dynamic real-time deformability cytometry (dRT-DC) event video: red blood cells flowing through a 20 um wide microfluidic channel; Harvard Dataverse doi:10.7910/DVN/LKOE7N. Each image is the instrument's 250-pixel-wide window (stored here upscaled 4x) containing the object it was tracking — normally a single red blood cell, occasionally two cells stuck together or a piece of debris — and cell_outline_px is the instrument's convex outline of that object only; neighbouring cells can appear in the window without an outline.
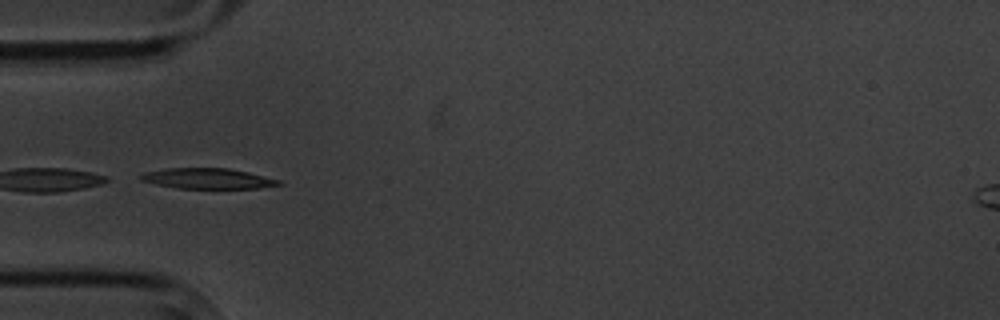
{"species": "common noctule bat (a hibernating species)", "species_latin": "Nyctalus noctula", "temperature_condition": "cold", "stored_images_in_passage": 11, "camera_frame_rate_fps": 3000, "um_per_image_px": 0.085, "animal": {"sex": "male", "body_mass_g": 20.1, "forearm_length_mm": 53.5}, "frame": {"image": 1, "passage_image": 5, "time_ms": 5.667, "image_size_px": [1000, 320], "cell_outline_px": [[284, 184], [260, 188], [176, 188], [156, 184], [140, 180], [136, 176], [144, 172], [164, 168], [228, 168], [248, 172], [280, 180]], "centroid_in_image_um": [17.61, 15.17], "position_along_channel_um": 67.4, "area_um2": 16.59}}
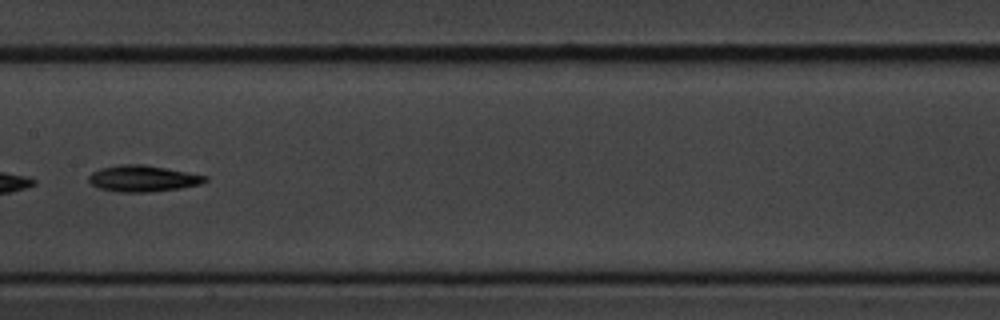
{"frame": {"image": 2, "passage_image": 8, "time_ms": 9.333, "image_size_px": [1000, 320], "cell_outline_px": [[208, 180], [200, 184], [180, 188], [148, 192], [120, 192], [96, 188], [88, 180], [88, 176], [92, 172], [100, 168], [120, 164], [144, 164], [208, 176]], "centroid_in_image_um": [12.11, 15.17], "position_along_channel_um": 195.3, "area_um2": 17.86}}
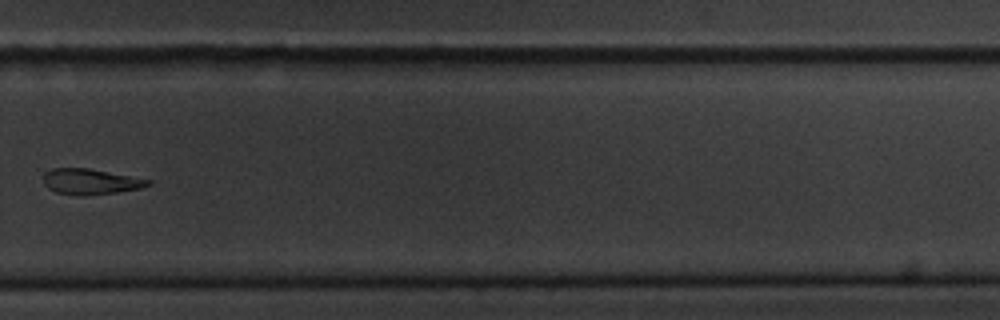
{"frame": {"image": 3, "passage_image": 11, "time_ms": 13.0, "image_size_px": [1000, 320], "cell_outline_px": [[152, 184], [140, 188], [116, 192], [84, 196], [76, 196], [56, 192], [48, 188], [44, 184], [44, 172], [52, 168], [88, 168], [152, 180]], "centroid_in_image_um": [7.67, 15.44], "position_along_channel_um": 322.1, "area_um2": 15.66}}